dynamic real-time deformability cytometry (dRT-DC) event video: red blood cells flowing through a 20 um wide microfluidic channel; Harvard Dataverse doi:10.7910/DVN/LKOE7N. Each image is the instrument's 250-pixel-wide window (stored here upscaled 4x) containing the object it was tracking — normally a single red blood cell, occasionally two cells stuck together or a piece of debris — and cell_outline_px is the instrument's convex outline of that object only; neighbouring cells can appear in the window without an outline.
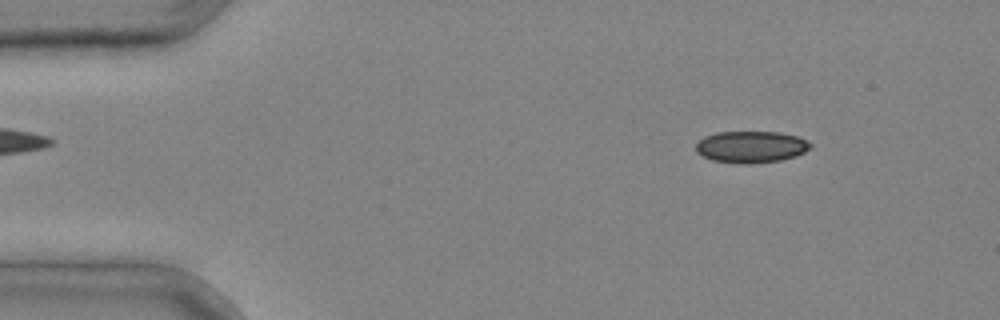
{"species": "common noctule bat (a hibernating species)", "species_latin": "Nyctalus noctula", "temperature_condition": "cold", "stored_images_in_passage": 2, "camera_frame_rate_fps": 3000, "um_per_image_px": 0.085, "animal": {"sex": "male", "body_mass_g": 20.4}, "frame": {"image": 1, "passage_image": 1, "time_ms": 0.0, "image_size_px": [1000, 320], "cell_outline_px": [[812, 144], [804, 152], [796, 156], [780, 160], [752, 164], [740, 164], [712, 160], [696, 152], [696, 144], [704, 136], [716, 132], [780, 132], [796, 136], [808, 140]], "centroid_in_image_um": [63.83, 12.48], "position_along_channel_um": 21.2, "area_um2": 21.21}}
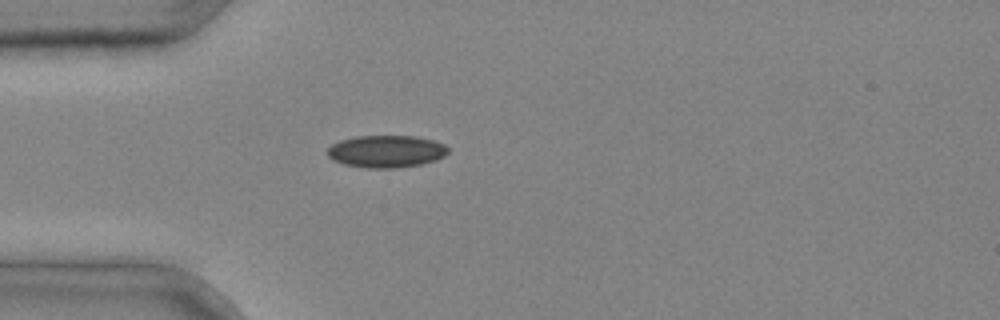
{"frame": {"image": 2, "passage_image": 2, "time_ms": 0.333, "image_size_px": [1000, 320], "cell_outline_px": [[448, 152], [444, 156], [436, 160], [420, 164], [392, 168], [368, 168], [344, 164], [332, 160], [328, 156], [328, 148], [332, 144], [340, 140], [356, 136], [416, 136], [432, 140], [444, 144], [448, 148]], "centroid_in_image_um": [32.82, 12.86], "position_along_channel_um": 52.2, "area_um2": 22.6}}